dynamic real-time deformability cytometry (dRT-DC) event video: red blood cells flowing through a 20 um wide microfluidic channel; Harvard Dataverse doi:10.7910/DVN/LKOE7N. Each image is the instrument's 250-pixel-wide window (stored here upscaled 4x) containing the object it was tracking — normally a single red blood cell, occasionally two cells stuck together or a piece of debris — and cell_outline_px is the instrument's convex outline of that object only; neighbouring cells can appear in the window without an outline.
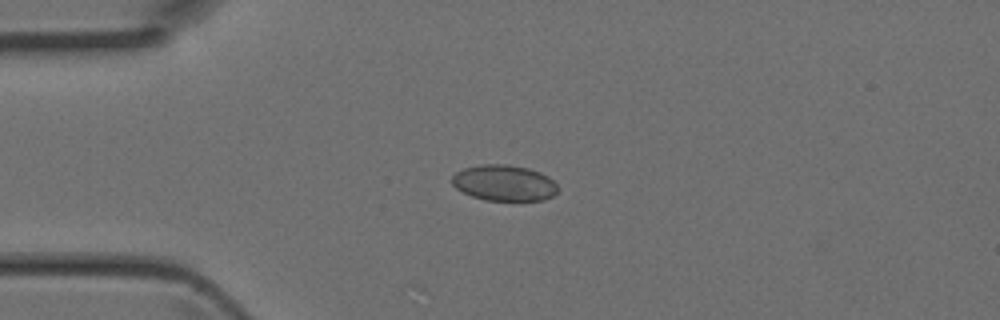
{"species": "Egyptian fruit bat (a non-hibernating species)", "species_latin": "Rousettus aegyptiacus", "temperature_condition": "room temperature", "stored_images_in_passage": 2, "camera_frame_rate_fps": 3000, "um_per_image_px": 0.085, "animal": {"sex": "female"}, "frame": {"image": 1, "passage_image": 2, "time_ms": 0.333, "image_size_px": [1000, 320], "cell_outline_px": [[560, 188], [552, 196], [544, 200], [484, 200], [472, 196], [456, 188], [452, 184], [452, 176], [456, 172], [464, 168], [480, 164], [508, 164], [528, 168], [540, 172], [548, 176]], "centroid_in_image_um": [42.86, 15.54], "position_along_channel_um": 42.1, "area_um2": 22.2}}